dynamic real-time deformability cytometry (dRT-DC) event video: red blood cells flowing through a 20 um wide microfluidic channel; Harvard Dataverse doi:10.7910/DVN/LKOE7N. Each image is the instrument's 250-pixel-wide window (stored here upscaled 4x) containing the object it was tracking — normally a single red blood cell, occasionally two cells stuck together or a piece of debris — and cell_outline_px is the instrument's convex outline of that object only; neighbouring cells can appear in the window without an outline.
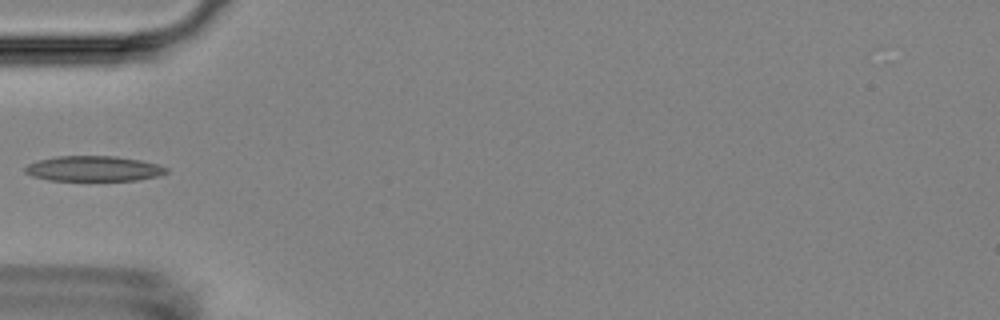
{"species": "Egyptian fruit bat (a non-hibernating species)", "species_latin": "Rousettus aegyptiacus", "temperature_condition": "room temperature", "stored_images_in_passage": 6, "camera_frame_rate_fps": 3000, "um_per_image_px": 0.085, "animal": {"sex": "female"}, "frame": {"image": 1, "passage_image": 5, "time_ms": 5.333, "image_size_px": [1000, 320], "cell_outline_px": [[168, 172], [156, 176], [136, 180], [48, 180], [32, 176], [24, 172], [24, 168], [28, 164], [40, 160], [56, 156], [116, 156], [140, 160], [160, 164], [168, 168]], "centroid_in_image_um": [7.96, 14.33], "position_along_channel_um": 77.0, "area_um2": 20.75}}
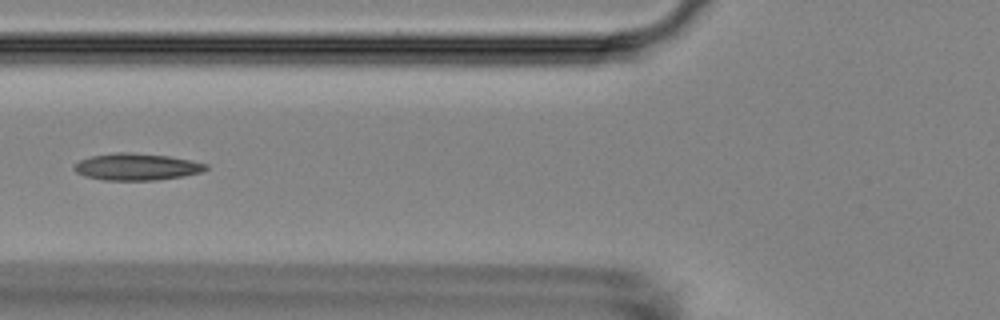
{"frame": {"image": 2, "passage_image": 6, "time_ms": 6.333, "image_size_px": [1000, 320], "cell_outline_px": [[208, 168], [200, 172], [184, 176], [156, 180], [104, 180], [84, 176], [76, 172], [72, 168], [80, 160], [92, 156], [116, 152], [128, 152], [168, 156], [208, 164]], "centroid_in_image_um": [11.59, 14.18], "position_along_channel_um": 114.2, "area_um2": 20.46}}